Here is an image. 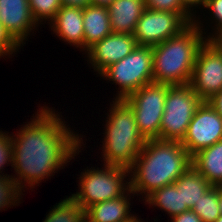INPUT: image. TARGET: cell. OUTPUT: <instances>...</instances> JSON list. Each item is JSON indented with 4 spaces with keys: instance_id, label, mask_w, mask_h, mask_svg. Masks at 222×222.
<instances>
[{
    "instance_id": "obj_12",
    "label": "cell",
    "mask_w": 222,
    "mask_h": 222,
    "mask_svg": "<svg viewBox=\"0 0 222 222\" xmlns=\"http://www.w3.org/2000/svg\"><path fill=\"white\" fill-rule=\"evenodd\" d=\"M137 42L133 34L112 32L105 38L91 46L84 54L97 74L109 65L128 56L136 47Z\"/></svg>"
},
{
    "instance_id": "obj_37",
    "label": "cell",
    "mask_w": 222,
    "mask_h": 222,
    "mask_svg": "<svg viewBox=\"0 0 222 222\" xmlns=\"http://www.w3.org/2000/svg\"><path fill=\"white\" fill-rule=\"evenodd\" d=\"M215 222H222V215Z\"/></svg>"
},
{
    "instance_id": "obj_8",
    "label": "cell",
    "mask_w": 222,
    "mask_h": 222,
    "mask_svg": "<svg viewBox=\"0 0 222 222\" xmlns=\"http://www.w3.org/2000/svg\"><path fill=\"white\" fill-rule=\"evenodd\" d=\"M170 86L151 82L124 98L131 106L138 130L145 140L159 138L165 99Z\"/></svg>"
},
{
    "instance_id": "obj_13",
    "label": "cell",
    "mask_w": 222,
    "mask_h": 222,
    "mask_svg": "<svg viewBox=\"0 0 222 222\" xmlns=\"http://www.w3.org/2000/svg\"><path fill=\"white\" fill-rule=\"evenodd\" d=\"M0 23L21 47L32 30L38 27L28 0H0Z\"/></svg>"
},
{
    "instance_id": "obj_22",
    "label": "cell",
    "mask_w": 222,
    "mask_h": 222,
    "mask_svg": "<svg viewBox=\"0 0 222 222\" xmlns=\"http://www.w3.org/2000/svg\"><path fill=\"white\" fill-rule=\"evenodd\" d=\"M192 210L200 217L202 222H215L221 215L219 186H212L200 197V200L195 203Z\"/></svg>"
},
{
    "instance_id": "obj_33",
    "label": "cell",
    "mask_w": 222,
    "mask_h": 222,
    "mask_svg": "<svg viewBox=\"0 0 222 222\" xmlns=\"http://www.w3.org/2000/svg\"><path fill=\"white\" fill-rule=\"evenodd\" d=\"M208 41L219 51L222 55V34L213 36Z\"/></svg>"
},
{
    "instance_id": "obj_10",
    "label": "cell",
    "mask_w": 222,
    "mask_h": 222,
    "mask_svg": "<svg viewBox=\"0 0 222 222\" xmlns=\"http://www.w3.org/2000/svg\"><path fill=\"white\" fill-rule=\"evenodd\" d=\"M190 85L202 101L222 90V55L208 40L198 52Z\"/></svg>"
},
{
    "instance_id": "obj_32",
    "label": "cell",
    "mask_w": 222,
    "mask_h": 222,
    "mask_svg": "<svg viewBox=\"0 0 222 222\" xmlns=\"http://www.w3.org/2000/svg\"><path fill=\"white\" fill-rule=\"evenodd\" d=\"M222 117V90L208 101Z\"/></svg>"
},
{
    "instance_id": "obj_18",
    "label": "cell",
    "mask_w": 222,
    "mask_h": 222,
    "mask_svg": "<svg viewBox=\"0 0 222 222\" xmlns=\"http://www.w3.org/2000/svg\"><path fill=\"white\" fill-rule=\"evenodd\" d=\"M192 166L212 185L222 184V140L191 156Z\"/></svg>"
},
{
    "instance_id": "obj_28",
    "label": "cell",
    "mask_w": 222,
    "mask_h": 222,
    "mask_svg": "<svg viewBox=\"0 0 222 222\" xmlns=\"http://www.w3.org/2000/svg\"><path fill=\"white\" fill-rule=\"evenodd\" d=\"M20 45L11 37L6 29L0 23V57L16 54Z\"/></svg>"
},
{
    "instance_id": "obj_26",
    "label": "cell",
    "mask_w": 222,
    "mask_h": 222,
    "mask_svg": "<svg viewBox=\"0 0 222 222\" xmlns=\"http://www.w3.org/2000/svg\"><path fill=\"white\" fill-rule=\"evenodd\" d=\"M204 8H207L209 9L208 11L211 13L210 16L213 15V21L215 22V28L213 30L214 33L212 32L209 33V36L206 35L207 37V40L213 36H216V35H219V34H222V0H206V3H205V7Z\"/></svg>"
},
{
    "instance_id": "obj_24",
    "label": "cell",
    "mask_w": 222,
    "mask_h": 222,
    "mask_svg": "<svg viewBox=\"0 0 222 222\" xmlns=\"http://www.w3.org/2000/svg\"><path fill=\"white\" fill-rule=\"evenodd\" d=\"M31 14L39 25L43 21H52L62 7L60 0H28Z\"/></svg>"
},
{
    "instance_id": "obj_31",
    "label": "cell",
    "mask_w": 222,
    "mask_h": 222,
    "mask_svg": "<svg viewBox=\"0 0 222 222\" xmlns=\"http://www.w3.org/2000/svg\"><path fill=\"white\" fill-rule=\"evenodd\" d=\"M62 6H74L85 8L88 5H91V0H60Z\"/></svg>"
},
{
    "instance_id": "obj_38",
    "label": "cell",
    "mask_w": 222,
    "mask_h": 222,
    "mask_svg": "<svg viewBox=\"0 0 222 222\" xmlns=\"http://www.w3.org/2000/svg\"><path fill=\"white\" fill-rule=\"evenodd\" d=\"M82 222H89V221L86 218H84Z\"/></svg>"
},
{
    "instance_id": "obj_36",
    "label": "cell",
    "mask_w": 222,
    "mask_h": 222,
    "mask_svg": "<svg viewBox=\"0 0 222 222\" xmlns=\"http://www.w3.org/2000/svg\"><path fill=\"white\" fill-rule=\"evenodd\" d=\"M139 217H137L136 215L129 221V222H142L140 219L141 218H139ZM144 222V221H143Z\"/></svg>"
},
{
    "instance_id": "obj_21",
    "label": "cell",
    "mask_w": 222,
    "mask_h": 222,
    "mask_svg": "<svg viewBox=\"0 0 222 222\" xmlns=\"http://www.w3.org/2000/svg\"><path fill=\"white\" fill-rule=\"evenodd\" d=\"M51 209L43 222H82L85 218V210L70 196L56 203Z\"/></svg>"
},
{
    "instance_id": "obj_16",
    "label": "cell",
    "mask_w": 222,
    "mask_h": 222,
    "mask_svg": "<svg viewBox=\"0 0 222 222\" xmlns=\"http://www.w3.org/2000/svg\"><path fill=\"white\" fill-rule=\"evenodd\" d=\"M130 194L134 196L129 190L123 196L91 205L85 210V218L89 222H129L134 217L130 212Z\"/></svg>"
},
{
    "instance_id": "obj_4",
    "label": "cell",
    "mask_w": 222,
    "mask_h": 222,
    "mask_svg": "<svg viewBox=\"0 0 222 222\" xmlns=\"http://www.w3.org/2000/svg\"><path fill=\"white\" fill-rule=\"evenodd\" d=\"M115 99L107 114L102 158L105 165L130 168L145 144L140 134L135 114L124 99Z\"/></svg>"
},
{
    "instance_id": "obj_15",
    "label": "cell",
    "mask_w": 222,
    "mask_h": 222,
    "mask_svg": "<svg viewBox=\"0 0 222 222\" xmlns=\"http://www.w3.org/2000/svg\"><path fill=\"white\" fill-rule=\"evenodd\" d=\"M107 8L112 31L133 34L146 3L145 0H114Z\"/></svg>"
},
{
    "instance_id": "obj_27",
    "label": "cell",
    "mask_w": 222,
    "mask_h": 222,
    "mask_svg": "<svg viewBox=\"0 0 222 222\" xmlns=\"http://www.w3.org/2000/svg\"><path fill=\"white\" fill-rule=\"evenodd\" d=\"M146 8L157 11L187 12L180 0H145Z\"/></svg>"
},
{
    "instance_id": "obj_1",
    "label": "cell",
    "mask_w": 222,
    "mask_h": 222,
    "mask_svg": "<svg viewBox=\"0 0 222 222\" xmlns=\"http://www.w3.org/2000/svg\"><path fill=\"white\" fill-rule=\"evenodd\" d=\"M32 117L17 135L10 134L12 168L17 175L12 178L23 192L26 186L35 188L42 180L54 176L53 173L63 169L84 146L82 136L74 134L54 109L41 107Z\"/></svg>"
},
{
    "instance_id": "obj_34",
    "label": "cell",
    "mask_w": 222,
    "mask_h": 222,
    "mask_svg": "<svg viewBox=\"0 0 222 222\" xmlns=\"http://www.w3.org/2000/svg\"><path fill=\"white\" fill-rule=\"evenodd\" d=\"M114 0H91V5L108 7Z\"/></svg>"
},
{
    "instance_id": "obj_23",
    "label": "cell",
    "mask_w": 222,
    "mask_h": 222,
    "mask_svg": "<svg viewBox=\"0 0 222 222\" xmlns=\"http://www.w3.org/2000/svg\"><path fill=\"white\" fill-rule=\"evenodd\" d=\"M22 191L18 183L12 178V175H0V211L21 203L20 199L23 198L21 196Z\"/></svg>"
},
{
    "instance_id": "obj_3",
    "label": "cell",
    "mask_w": 222,
    "mask_h": 222,
    "mask_svg": "<svg viewBox=\"0 0 222 222\" xmlns=\"http://www.w3.org/2000/svg\"><path fill=\"white\" fill-rule=\"evenodd\" d=\"M199 19L195 18L180 34L152 47L154 83L190 84L198 52L207 41Z\"/></svg>"
},
{
    "instance_id": "obj_20",
    "label": "cell",
    "mask_w": 222,
    "mask_h": 222,
    "mask_svg": "<svg viewBox=\"0 0 222 222\" xmlns=\"http://www.w3.org/2000/svg\"><path fill=\"white\" fill-rule=\"evenodd\" d=\"M143 200L145 204L164 210L170 218L190 210L182 207L181 189H177L174 183L154 190Z\"/></svg>"
},
{
    "instance_id": "obj_29",
    "label": "cell",
    "mask_w": 222,
    "mask_h": 222,
    "mask_svg": "<svg viewBox=\"0 0 222 222\" xmlns=\"http://www.w3.org/2000/svg\"><path fill=\"white\" fill-rule=\"evenodd\" d=\"M170 220L171 222H202L200 217L192 209L176 215Z\"/></svg>"
},
{
    "instance_id": "obj_11",
    "label": "cell",
    "mask_w": 222,
    "mask_h": 222,
    "mask_svg": "<svg viewBox=\"0 0 222 222\" xmlns=\"http://www.w3.org/2000/svg\"><path fill=\"white\" fill-rule=\"evenodd\" d=\"M220 140L222 117L208 101H203L196 109L181 144L192 156Z\"/></svg>"
},
{
    "instance_id": "obj_9",
    "label": "cell",
    "mask_w": 222,
    "mask_h": 222,
    "mask_svg": "<svg viewBox=\"0 0 222 222\" xmlns=\"http://www.w3.org/2000/svg\"><path fill=\"white\" fill-rule=\"evenodd\" d=\"M193 22L194 18L188 12L146 8L136 24L133 35L138 45L153 47L180 34Z\"/></svg>"
},
{
    "instance_id": "obj_30",
    "label": "cell",
    "mask_w": 222,
    "mask_h": 222,
    "mask_svg": "<svg viewBox=\"0 0 222 222\" xmlns=\"http://www.w3.org/2000/svg\"><path fill=\"white\" fill-rule=\"evenodd\" d=\"M180 3L182 7L195 19L197 18L196 17L197 15H195L196 10L195 12L193 10L197 9L199 6L201 7V5H202V8L205 7L206 0H180Z\"/></svg>"
},
{
    "instance_id": "obj_14",
    "label": "cell",
    "mask_w": 222,
    "mask_h": 222,
    "mask_svg": "<svg viewBox=\"0 0 222 222\" xmlns=\"http://www.w3.org/2000/svg\"><path fill=\"white\" fill-rule=\"evenodd\" d=\"M50 23L51 30L60 40L84 51L83 8L62 6Z\"/></svg>"
},
{
    "instance_id": "obj_17",
    "label": "cell",
    "mask_w": 222,
    "mask_h": 222,
    "mask_svg": "<svg viewBox=\"0 0 222 222\" xmlns=\"http://www.w3.org/2000/svg\"><path fill=\"white\" fill-rule=\"evenodd\" d=\"M84 52L113 31L109 11L105 6L88 5L83 8Z\"/></svg>"
},
{
    "instance_id": "obj_2",
    "label": "cell",
    "mask_w": 222,
    "mask_h": 222,
    "mask_svg": "<svg viewBox=\"0 0 222 222\" xmlns=\"http://www.w3.org/2000/svg\"><path fill=\"white\" fill-rule=\"evenodd\" d=\"M191 165V155L181 141L146 140L129 168L130 190L146 198L154 190L173 184Z\"/></svg>"
},
{
    "instance_id": "obj_25",
    "label": "cell",
    "mask_w": 222,
    "mask_h": 222,
    "mask_svg": "<svg viewBox=\"0 0 222 222\" xmlns=\"http://www.w3.org/2000/svg\"><path fill=\"white\" fill-rule=\"evenodd\" d=\"M9 133L0 130V175L10 176L2 173L4 165L11 164L12 166V141ZM2 173V174H1Z\"/></svg>"
},
{
    "instance_id": "obj_19",
    "label": "cell",
    "mask_w": 222,
    "mask_h": 222,
    "mask_svg": "<svg viewBox=\"0 0 222 222\" xmlns=\"http://www.w3.org/2000/svg\"><path fill=\"white\" fill-rule=\"evenodd\" d=\"M181 189L182 207L192 209L212 185L191 165L175 182Z\"/></svg>"
},
{
    "instance_id": "obj_5",
    "label": "cell",
    "mask_w": 222,
    "mask_h": 222,
    "mask_svg": "<svg viewBox=\"0 0 222 222\" xmlns=\"http://www.w3.org/2000/svg\"><path fill=\"white\" fill-rule=\"evenodd\" d=\"M96 169H85L79 179V192L71 194V198L84 210L93 204L115 199L130 190L129 169L116 165H105ZM126 182V183H124Z\"/></svg>"
},
{
    "instance_id": "obj_6",
    "label": "cell",
    "mask_w": 222,
    "mask_h": 222,
    "mask_svg": "<svg viewBox=\"0 0 222 222\" xmlns=\"http://www.w3.org/2000/svg\"><path fill=\"white\" fill-rule=\"evenodd\" d=\"M152 71V47L137 45L128 56L109 65L99 75L119 85L116 99H124L143 85L153 82Z\"/></svg>"
},
{
    "instance_id": "obj_35",
    "label": "cell",
    "mask_w": 222,
    "mask_h": 222,
    "mask_svg": "<svg viewBox=\"0 0 222 222\" xmlns=\"http://www.w3.org/2000/svg\"><path fill=\"white\" fill-rule=\"evenodd\" d=\"M219 208L222 215V188L219 186Z\"/></svg>"
},
{
    "instance_id": "obj_7",
    "label": "cell",
    "mask_w": 222,
    "mask_h": 222,
    "mask_svg": "<svg viewBox=\"0 0 222 222\" xmlns=\"http://www.w3.org/2000/svg\"><path fill=\"white\" fill-rule=\"evenodd\" d=\"M202 102L190 84L170 86L157 140L182 141L196 109Z\"/></svg>"
}]
</instances>
